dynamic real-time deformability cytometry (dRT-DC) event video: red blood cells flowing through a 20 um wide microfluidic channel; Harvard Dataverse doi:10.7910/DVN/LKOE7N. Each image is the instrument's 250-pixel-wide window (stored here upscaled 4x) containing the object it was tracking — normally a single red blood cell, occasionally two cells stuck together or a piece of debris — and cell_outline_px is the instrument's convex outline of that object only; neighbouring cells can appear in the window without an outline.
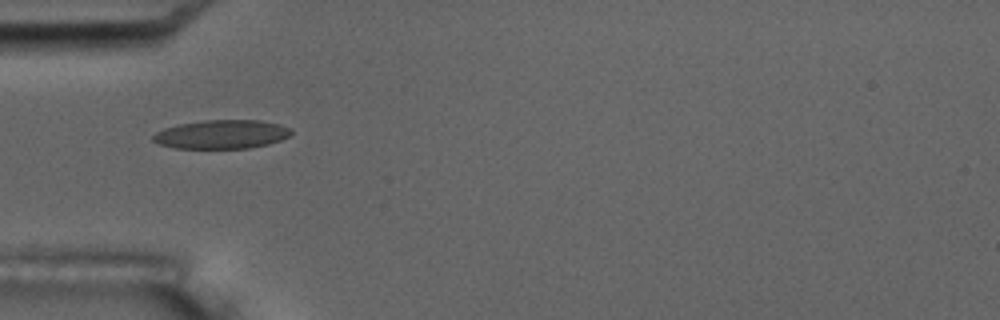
{"species": "common noctule bat (a hibernating species)", "species_latin": "Nyctalus noctula", "temperature_condition": "room temperature", "stored_images_in_passage": 4, "camera_frame_rate_fps": 3000, "um_per_image_px": 0.085, "animal": {"sex": "male", "body_mass_g": 17.5, "forearm_length_mm": 52.3}, "frame": {"image": 1, "passage_image": 4, "time_ms": 4.333, "image_size_px": [1000, 320], "cell_outline_px": [[292, 132], [288, 136], [280, 140], [268, 144], [248, 148], [176, 148], [160, 144], [152, 140], [152, 136], [156, 132], [164, 128], [176, 124], [204, 120], [260, 120], [280, 124], [292, 128]], "centroid_in_image_um": [18.84, 11.4], "position_along_channel_um": 66.2, "area_um2": 23.24}}